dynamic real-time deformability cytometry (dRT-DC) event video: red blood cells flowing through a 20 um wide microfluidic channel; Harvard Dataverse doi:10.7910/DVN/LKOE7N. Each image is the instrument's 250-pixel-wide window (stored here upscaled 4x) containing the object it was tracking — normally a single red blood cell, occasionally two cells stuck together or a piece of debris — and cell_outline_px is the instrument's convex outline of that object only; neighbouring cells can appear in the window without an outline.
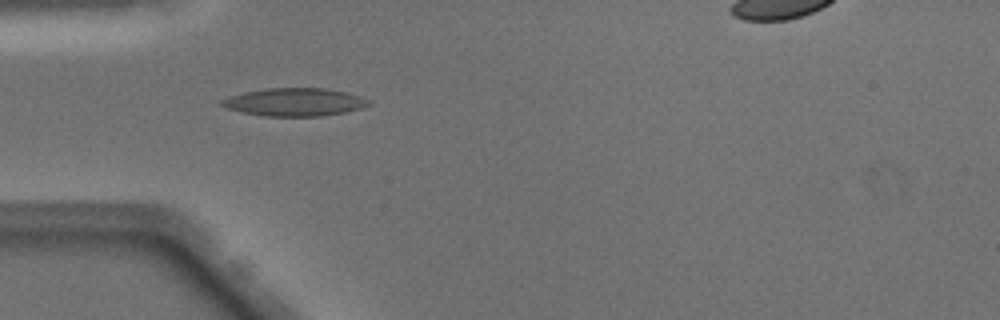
{"species": "Egyptian fruit bat (a non-hibernating species)", "species_latin": "Rousettus aegyptiacus", "temperature_condition": "warm", "stored_images_in_passage": 26, "camera_frame_rate_fps": 3000, "um_per_image_px": 0.085, "animal": {"sex": "male"}, "frame": {"image": 1, "passage_image": 5, "time_ms": 1.333, "image_size_px": [1000, 320], "cell_outline_px": [[372, 104], [360, 108], [344, 112], [320, 116], [264, 116], [244, 112], [228, 108], [220, 104], [220, 100], [244, 92], [268, 88], [328, 88], [348, 92], [360, 96], [368, 100]], "centroid_in_image_um": [25.08, 8.67], "position_along_channel_um": 59.9, "area_um2": 23.76}}
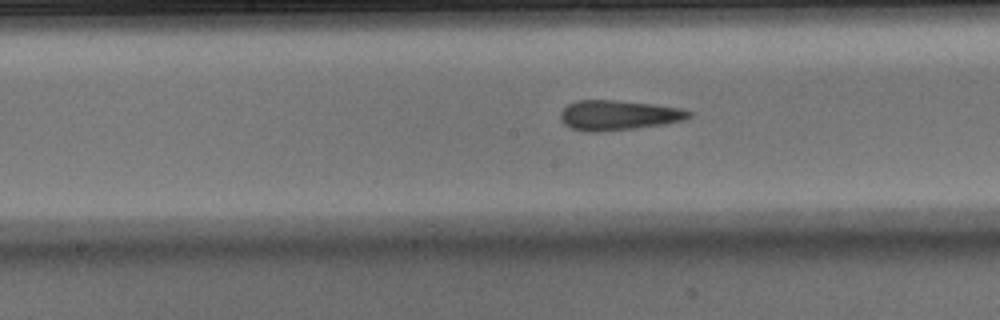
{"frame": {"image": 2, "passage_image": 12, "time_ms": 3.667, "image_size_px": [1000, 320], "cell_outline_px": [[692, 116], [684, 120], [668, 124], [636, 128], [600, 132], [584, 132], [572, 128], [564, 124], [560, 120], [560, 112], [568, 104], [576, 100], [616, 100], [652, 104], [684, 108], [692, 112]], "centroid_in_image_um": [52.59, 9.8], "position_along_channel_um": 195.6, "area_um2": 22.77}}
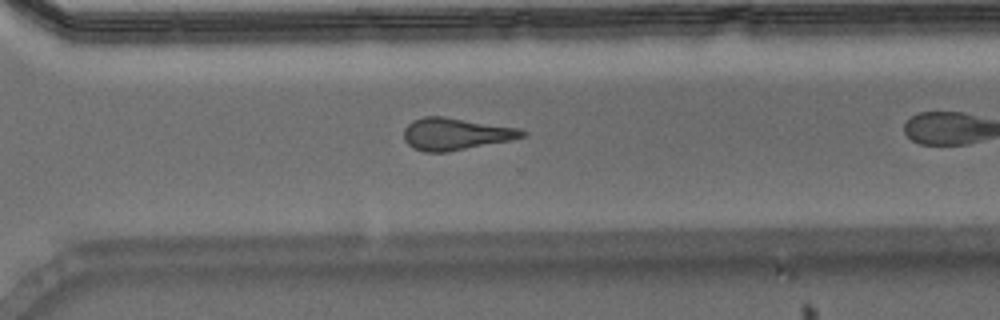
{"frame": {"image": 3, "passage_image": 22, "time_ms": 7.0, "image_size_px": [1000, 320], "cell_outline_px": [[528, 136], [512, 140], [448, 152], [424, 152], [412, 148], [404, 140], [404, 128], [412, 120], [424, 116], [444, 116], [520, 128], [528, 132]], "centroid_in_image_um": [38.75, 11.38], "position_along_channel_um": 331.8, "area_um2": 22.48}}